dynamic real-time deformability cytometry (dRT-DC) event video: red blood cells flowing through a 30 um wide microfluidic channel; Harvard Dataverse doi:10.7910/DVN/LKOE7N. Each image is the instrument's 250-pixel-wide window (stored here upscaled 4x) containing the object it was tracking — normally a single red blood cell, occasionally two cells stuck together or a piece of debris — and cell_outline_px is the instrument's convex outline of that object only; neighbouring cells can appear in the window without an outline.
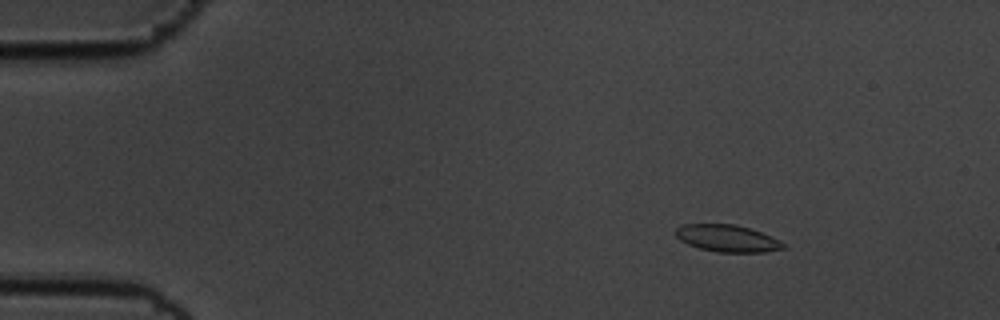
{"species": "common noctule bat (a hibernating species)", "species_latin": "Nyctalus noctula", "temperature_condition": "cold", "stored_images_in_passage": 57, "camera_frame_rate_fps": 3000, "um_per_image_px": 0.085, "animal": {"sex": "male", "body_mass_g": 19.5, "forearm_length_mm": 54.6}, "frame": {"image": 1, "passage_image": 8, "time_ms": 2.333, "image_size_px": [1000, 320], "cell_outline_px": [[788, 248], [764, 252], [716, 252], [700, 248], [688, 244], [680, 240], [672, 232], [680, 224], [736, 224], [772, 236], [780, 240]], "centroid_in_image_um": [61.8, 20.25], "position_along_channel_um": 23.2, "area_um2": 17.11}}
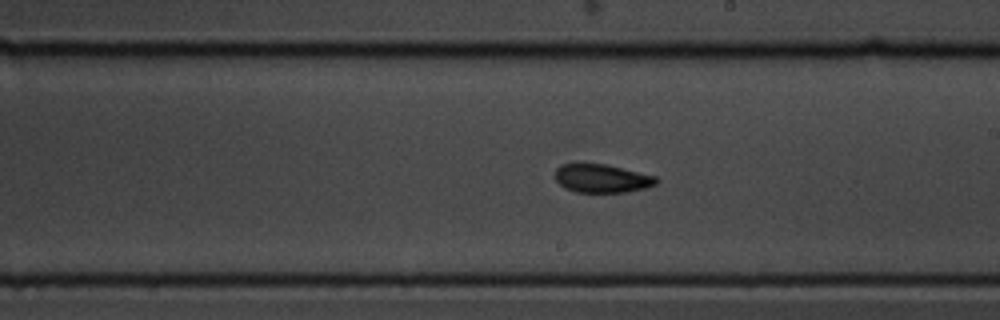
{"frame": {"image": 2, "passage_image": 33, "time_ms": 10.667, "image_size_px": [1000, 320], "cell_outline_px": [[660, 180], [656, 184], [644, 188], [624, 192], [576, 192], [564, 188], [552, 176], [556, 168], [560, 164], [604, 164], [656, 176]], "centroid_in_image_um": [51.11, 15.17], "position_along_channel_um": 237.9, "area_um2": 16.76}}
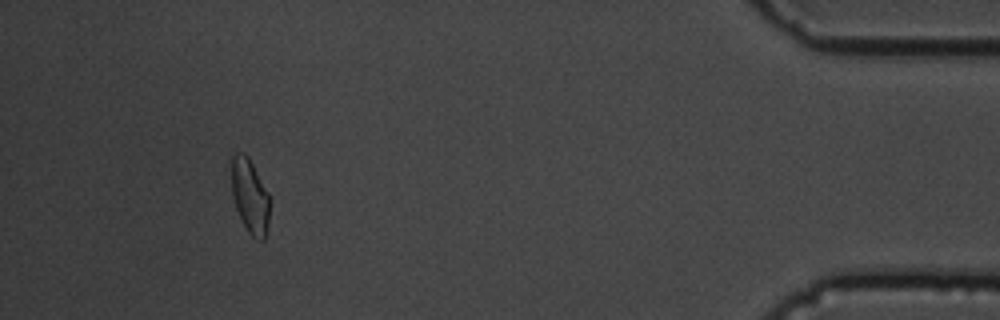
{"frame": {"image": 3, "passage_image": 53, "time_ms": 17.333, "image_size_px": [1000, 320], "cell_outline_px": [[268, 220], [264, 240], [256, 240], [248, 232], [236, 208], [232, 192], [232, 156], [236, 152], [244, 152], [248, 156], [268, 192]], "centroid_in_image_um": [21.23, 16.65], "position_along_channel_um": 414.0, "area_um2": 16.18}, "authors_computed_cell_mechanics": {"area_um2": 17.2822, "velocity_mm_per_s": 3.529, "shape_relaxation_time_tau1_ms": 8.3145, "shape_relaxation_time_tau2_ms": 2.4435, "deformation_change_tau1": 0.128, "deformation_change_tau2": 0.0655}}